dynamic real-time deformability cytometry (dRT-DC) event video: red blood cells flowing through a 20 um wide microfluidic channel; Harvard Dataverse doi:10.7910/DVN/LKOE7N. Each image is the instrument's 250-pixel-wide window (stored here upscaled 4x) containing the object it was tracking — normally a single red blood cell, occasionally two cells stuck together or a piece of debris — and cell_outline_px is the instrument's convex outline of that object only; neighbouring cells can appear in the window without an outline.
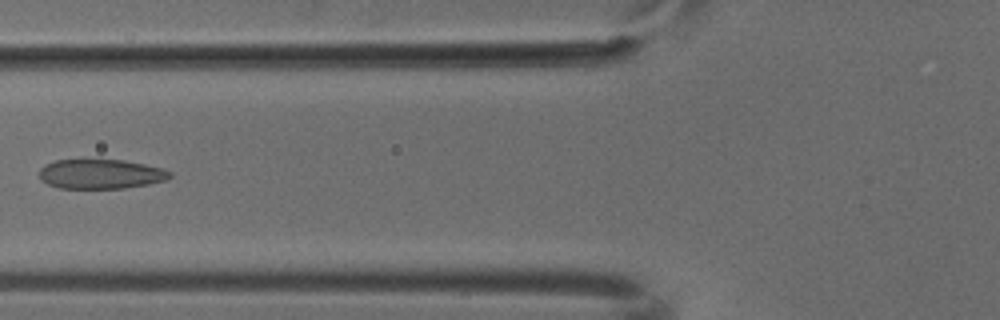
{"species": "common noctule bat (a hibernating species)", "species_latin": "Nyctalus noctula", "temperature_condition": "cold", "stored_images_in_passage": 6, "camera_frame_rate_fps": 3000, "um_per_image_px": 0.085, "animal": {"sex": "male", "body_mass_g": 18.8}, "frame": {"image": 1, "passage_image": 6, "time_ms": 1.667, "image_size_px": [1000, 320], "cell_outline_px": [[172, 176], [168, 180], [148, 184], [124, 188], [60, 188], [48, 184], [40, 180], [40, 168], [44, 164], [56, 160], [124, 160], [164, 168], [172, 172]], "centroid_in_image_um": [8.59, 14.79], "position_along_channel_um": 117.2, "area_um2": 22.6}}